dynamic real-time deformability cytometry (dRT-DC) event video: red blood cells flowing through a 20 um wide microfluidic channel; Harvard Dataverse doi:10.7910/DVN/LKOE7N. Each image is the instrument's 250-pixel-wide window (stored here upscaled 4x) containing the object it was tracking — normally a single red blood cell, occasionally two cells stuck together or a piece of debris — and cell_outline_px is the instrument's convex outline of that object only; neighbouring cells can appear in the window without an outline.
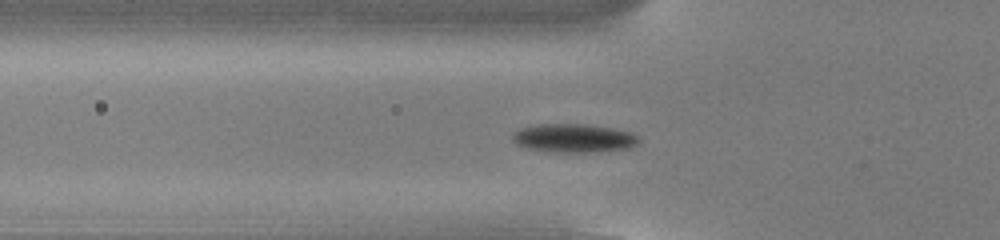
{"species": "common noctule bat (a hibernating species)", "species_latin": "Nyctalus noctula", "temperature_condition": "cold", "stored_images_in_passage": 54, "segment_of_instrument_passage": [1, 2], "camera_frame_rate_fps": 3000, "um_per_image_px": 0.085, "animal": {"sex": "male", "body_mass_g": 13.0, "forearm_length_mm": 53.1}, "frame": {"image": 1, "passage_image": 18, "time_ms": 5.667, "image_size_px": [1000, 240], "cell_outline_px": [[640, 140], [636, 144], [628, 148], [600, 152], [552, 152], [528, 148], [516, 144], [512, 140], [512, 132], [520, 128], [536, 124], [592, 124], [632, 132], [640, 136]], "centroid_in_image_um": [48.78, 11.73], "position_along_channel_um": 77.0, "area_um2": 21.39}}
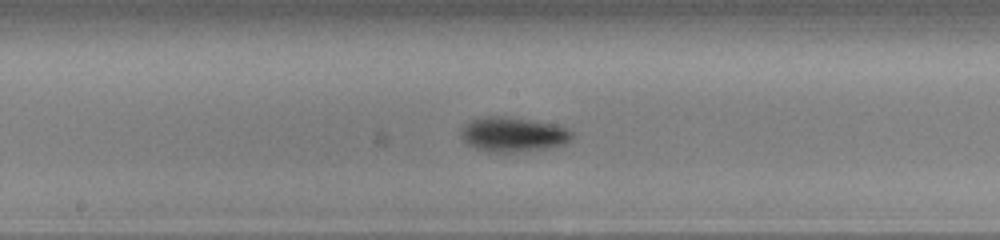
{"frame": {"image": 2, "passage_image": 28, "time_ms": 9.0, "image_size_px": [1000, 240], "cell_outline_px": [[572, 140], [564, 144], [548, 148], [512, 152], [488, 152], [476, 148], [468, 144], [460, 136], [460, 128], [472, 120], [480, 116], [504, 116], [532, 120], [556, 124], [568, 128], [572, 132]], "centroid_in_image_um": [43.61, 11.41], "position_along_channel_um": 204.6, "area_um2": 22.6}}
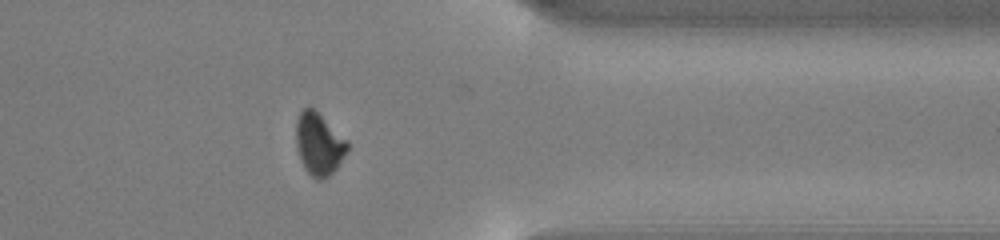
{"frame": {"image": 3, "passage_image": 43, "time_ms": 14.0, "image_size_px": [1000, 240], "cell_outline_px": [[348, 152], [336, 168], [324, 180], [316, 180], [304, 168], [300, 160], [296, 144], [296, 120], [300, 112], [304, 108], [312, 108], [348, 140]], "centroid_in_image_um": [27.11, 12.27], "position_along_channel_um": 384.3, "area_um2": 18.55}}